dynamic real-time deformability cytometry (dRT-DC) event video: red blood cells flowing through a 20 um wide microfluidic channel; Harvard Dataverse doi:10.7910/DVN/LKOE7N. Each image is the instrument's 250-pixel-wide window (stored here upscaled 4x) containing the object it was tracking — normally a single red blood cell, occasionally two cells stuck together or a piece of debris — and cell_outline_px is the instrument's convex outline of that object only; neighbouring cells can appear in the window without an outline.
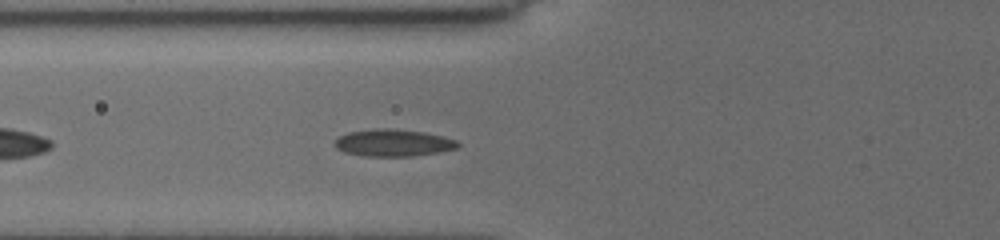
{"species": "common noctule bat (a hibernating species)", "species_latin": "Nyctalus noctula", "temperature_condition": "cold", "stored_images_in_passage": 17, "camera_frame_rate_fps": 3000, "um_per_image_px": 0.085, "animal": {"sex": "female", "body_mass_g": 19.5, "forearm_length_mm": 54.1}, "frame": {"image": 1, "passage_image": 15, "time_ms": 4.667, "image_size_px": [1000, 240], "cell_outline_px": [[460, 144], [456, 148], [436, 152], [412, 156], [364, 156], [344, 152], [336, 148], [332, 144], [332, 140], [348, 132], [376, 128], [392, 128], [424, 132], [456, 140]], "centroid_in_image_um": [33.34, 12.13], "position_along_channel_um": 92.5, "area_um2": 19.42}}
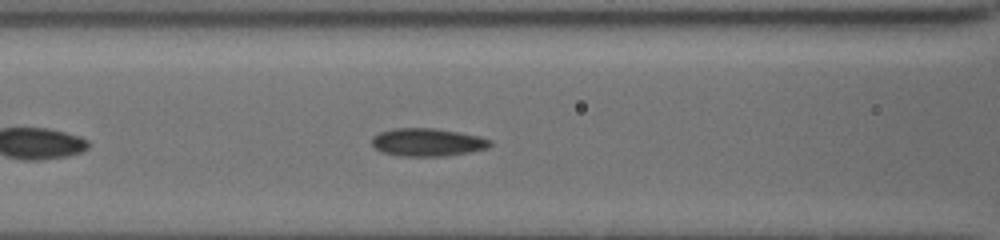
{"frame": {"image": 2, "passage_image": 17, "time_ms": 5.667, "image_size_px": [1000, 240], "cell_outline_px": [[492, 144], [488, 148], [472, 152], [444, 156], [396, 156], [380, 152], [372, 144], [372, 136], [380, 132], [392, 128], [432, 128], [480, 136], [492, 140]], "centroid_in_image_um": [36.33, 12.1], "position_along_channel_um": 130.3, "area_um2": 19.42}}